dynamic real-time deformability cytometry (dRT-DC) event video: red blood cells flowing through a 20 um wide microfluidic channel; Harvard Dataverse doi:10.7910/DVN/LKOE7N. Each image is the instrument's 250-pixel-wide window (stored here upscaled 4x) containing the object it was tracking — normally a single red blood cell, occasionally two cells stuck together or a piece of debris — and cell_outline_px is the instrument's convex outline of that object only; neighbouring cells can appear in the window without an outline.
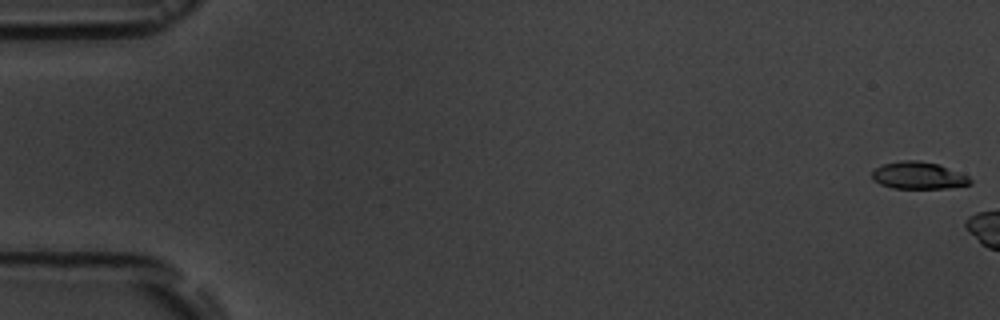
{"species": "common noctule bat (a hibernating species)", "species_latin": "Nyctalus noctula", "temperature_condition": "room temperature", "stored_images_in_passage": 10, "camera_frame_rate_fps": 3000, "um_per_image_px": 0.085, "animal": {"sex": "male", "body_mass_g": 19.5, "forearm_length_mm": 54.6}, "frame": {"image": 1, "passage_image": 1, "time_ms": 0.0, "image_size_px": [1000, 320], "cell_outline_px": [[972, 184], [948, 188], [892, 188], [880, 184], [872, 180], [872, 172], [876, 168], [884, 164], [904, 160], [920, 160], [940, 164], [968, 176], [972, 180]], "centroid_in_image_um": [78.08, 14.91], "position_along_channel_um": 6.9, "area_um2": 15.61}}